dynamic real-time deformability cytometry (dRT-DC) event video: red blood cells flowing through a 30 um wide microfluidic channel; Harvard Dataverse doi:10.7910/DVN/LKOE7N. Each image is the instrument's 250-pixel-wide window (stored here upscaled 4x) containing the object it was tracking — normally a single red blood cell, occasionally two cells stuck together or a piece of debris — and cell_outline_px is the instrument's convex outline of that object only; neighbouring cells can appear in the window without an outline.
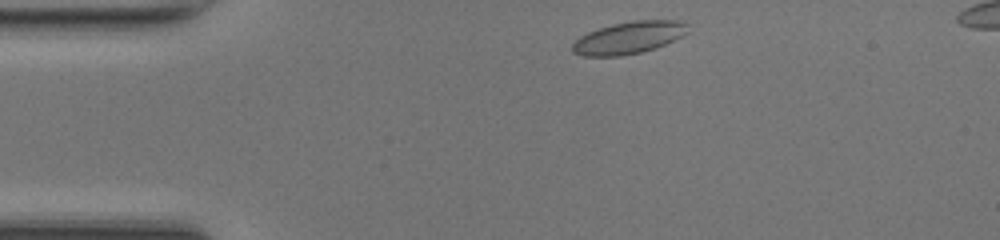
{"species": "common noctule bat (a hibernating species)", "species_latin": "Nyctalus noctula", "temperature_condition": "room temperature", "stored_images_in_passage": 42, "camera_frame_rate_fps": 3000, "um_per_image_px": 0.085, "animal": {"sex": "female", "body_mass_g": 17.0, "forearm_length_mm": 48.0}, "frame": {"image": 1, "passage_image": 2, "time_ms": 0.333, "image_size_px": [1000, 240], "cell_outline_px": [[688, 32], [684, 36], [664, 44], [640, 52], [620, 56], [584, 56], [572, 52], [572, 44], [580, 36], [588, 32], [612, 24], [632, 20], [684, 20], [688, 24]], "centroid_in_image_um": [53.47, 3.19], "position_along_channel_um": 31.5, "area_um2": 21.68}}
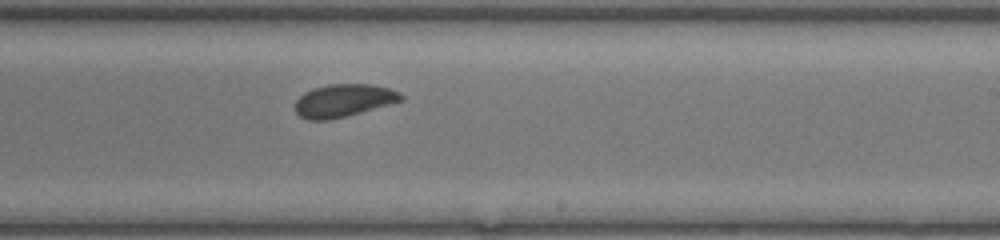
{"frame": {"image": 2, "passage_image": 22, "time_ms": 7.0, "image_size_px": [1000, 240], "cell_outline_px": [[404, 100], [360, 112], [328, 120], [308, 120], [300, 116], [296, 112], [296, 100], [304, 92], [312, 88], [328, 84], [372, 84], [388, 88], [400, 92], [404, 96]], "centroid_in_image_um": [29.2, 8.53], "position_along_channel_um": 259.8, "area_um2": 20.11}}
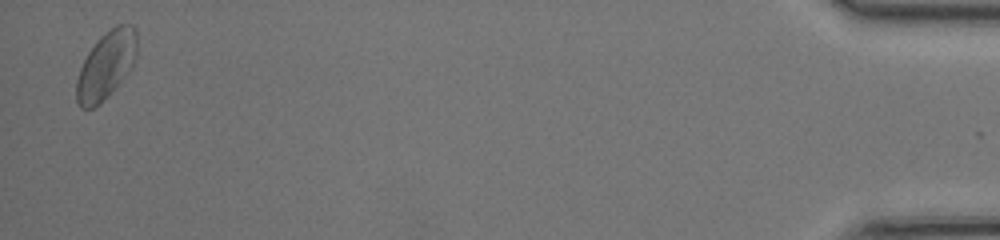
{"frame": {"image": 3, "passage_image": 41, "time_ms": 13.333, "image_size_px": [1000, 240], "cell_outline_px": [[136, 56], [128, 72], [116, 88], [92, 108], [80, 108], [76, 100], [76, 80], [80, 68], [88, 52], [100, 36], [116, 24], [132, 24], [136, 28]], "centroid_in_image_um": [9.01, 5.52], "position_along_channel_um": 426.2, "area_um2": 23.58}}